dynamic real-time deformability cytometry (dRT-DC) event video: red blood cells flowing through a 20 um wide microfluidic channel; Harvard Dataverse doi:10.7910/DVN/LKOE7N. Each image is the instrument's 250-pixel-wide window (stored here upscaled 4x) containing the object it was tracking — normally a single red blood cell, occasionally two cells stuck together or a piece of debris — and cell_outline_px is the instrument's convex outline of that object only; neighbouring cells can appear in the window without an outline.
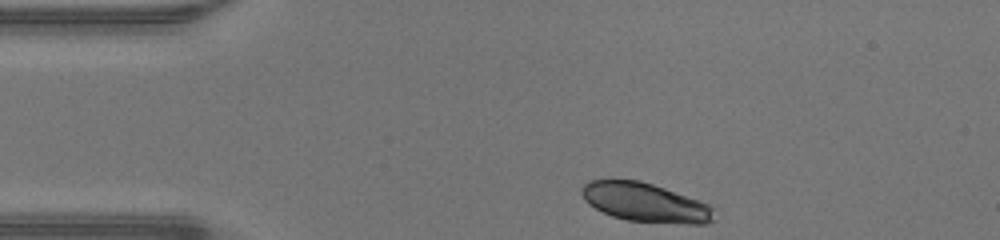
{"species": "human", "species_latin": "Homo sapiens", "temperature_condition": "warm", "stored_images_in_passage": 32, "camera_frame_rate_fps": 3000, "um_per_image_px": 0.085, "donor": {"sex": "male"}, "frame": {"image": 1, "passage_image": 1, "time_ms": 0.0, "image_size_px": [1000, 240], "cell_outline_px": [[712, 220], [708, 224], [688, 224], [628, 220], [612, 216], [588, 204], [584, 200], [580, 192], [580, 188], [588, 180], [640, 180], [664, 188], [708, 204], [712, 208]], "centroid_in_image_um": [54.79, 17.2], "position_along_channel_um": 30.2, "area_um2": 29.71}}
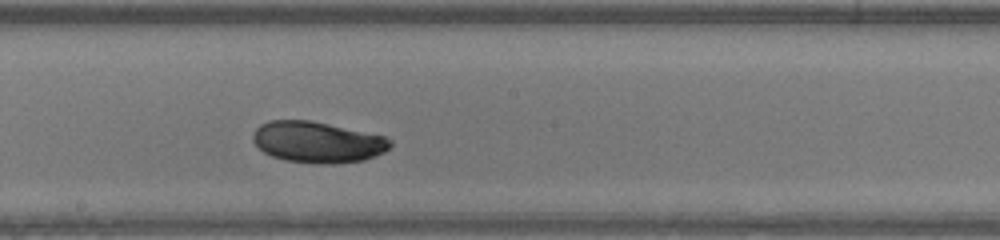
{"frame": {"image": 2, "passage_image": 18, "time_ms": 5.667, "image_size_px": [1000, 240], "cell_outline_px": [[392, 144], [384, 152], [364, 160], [332, 164], [316, 164], [284, 160], [272, 156], [264, 152], [252, 140], [252, 136], [256, 128], [260, 124], [268, 120], [312, 120], [384, 136], [392, 140]], "centroid_in_image_um": [26.97, 12.08], "position_along_channel_um": 221.2, "area_um2": 33.0}}
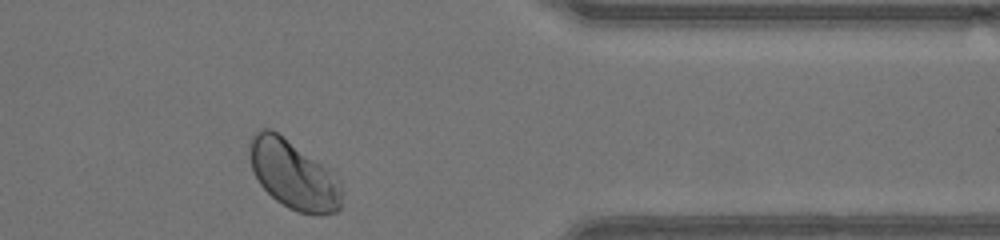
{"frame": {"image": 3, "passage_image": 31, "time_ms": 10.0, "image_size_px": [1000, 240], "cell_outline_px": [[340, 208], [336, 212], [300, 212], [288, 208], [276, 200], [260, 184], [252, 168], [248, 156], [248, 144], [252, 136], [260, 128], [272, 128], [328, 168], [340, 180]], "centroid_in_image_um": [24.88, 14.79], "position_along_channel_um": 386.5, "area_um2": 36.41}, "authors_computed_cell_mechanics": {"area_um2": 32.5125, "velocity_mm_per_s": 4.2762, "shape_relaxation_time_tau1_ms": 2.0506, "shape_relaxation_time_tau2_ms": null, "deformation_change_tau1": 0.068, "deformation_change_tau2": null}}